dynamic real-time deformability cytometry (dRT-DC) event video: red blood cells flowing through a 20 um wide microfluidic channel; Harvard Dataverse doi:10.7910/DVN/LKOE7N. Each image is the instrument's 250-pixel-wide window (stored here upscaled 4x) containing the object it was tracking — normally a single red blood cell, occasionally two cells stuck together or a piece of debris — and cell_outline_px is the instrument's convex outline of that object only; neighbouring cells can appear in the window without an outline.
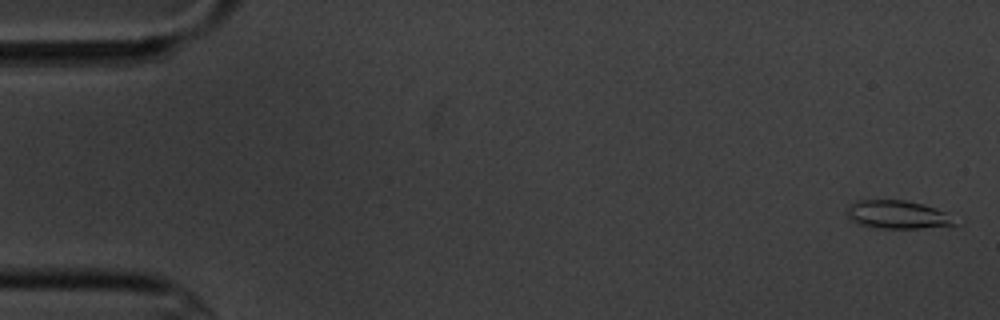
{"species": "common noctule bat (a hibernating species)", "species_latin": "Nyctalus noctula", "temperature_condition": "cold", "stored_images_in_passage": 17, "camera_frame_rate_fps": 3000, "um_per_image_px": 0.085, "animal": {"sex": "male", "body_mass_g": 20.1, "forearm_length_mm": 53.5}, "frame": {"image": 1, "passage_image": 1, "time_ms": 0.0, "image_size_px": [1000, 320], "cell_outline_px": [[960, 224], [920, 228], [872, 228], [860, 224], [852, 220], [844, 212], [848, 204], [856, 200], [904, 200], [924, 204], [936, 208], [944, 212]], "centroid_in_image_um": [76.22, 18.23], "position_along_channel_um": 8.8, "area_um2": 17.86}}
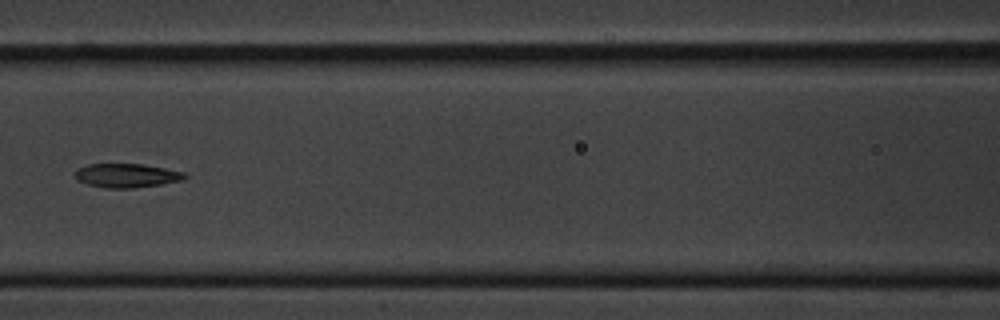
{"frame": {"image": 2, "passage_image": 8, "time_ms": 8.0, "image_size_px": [1000, 320], "cell_outline_px": [[188, 176], [184, 180], [160, 184], [132, 188], [104, 188], [88, 184], [76, 180], [72, 176], [76, 168], [88, 164], [144, 164], [184, 172]], "centroid_in_image_um": [10.71, 14.91], "position_along_channel_um": 155.9, "area_um2": 15.49}}
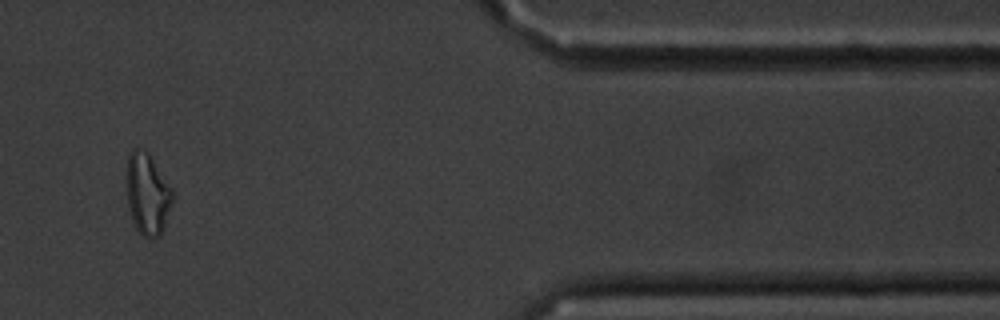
{"frame": {"image": 3, "passage_image": 15, "time_ms": 16.0, "image_size_px": [1000, 320], "cell_outline_px": [[172, 204], [160, 236], [148, 240], [136, 228], [132, 220], [128, 208], [124, 180], [124, 172], [128, 156], [132, 148], [140, 148], [148, 152], [172, 192]], "centroid_in_image_um": [12.45, 16.48], "position_along_channel_um": 398.9, "area_um2": 22.08}, "authors_computed_cell_mechanics": {"area_um2": 16.5886, "velocity_mm_per_s": 3.4941, "shape_relaxation_time_tau1_ms": 5.0242, "shape_relaxation_time_tau2_ms": 7.0793, "deformation_change_tau1": 0.1676, "deformation_change_tau2": 0.1877}}